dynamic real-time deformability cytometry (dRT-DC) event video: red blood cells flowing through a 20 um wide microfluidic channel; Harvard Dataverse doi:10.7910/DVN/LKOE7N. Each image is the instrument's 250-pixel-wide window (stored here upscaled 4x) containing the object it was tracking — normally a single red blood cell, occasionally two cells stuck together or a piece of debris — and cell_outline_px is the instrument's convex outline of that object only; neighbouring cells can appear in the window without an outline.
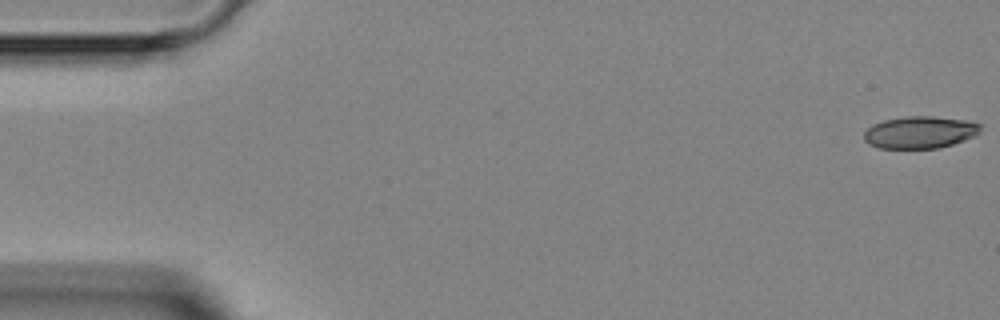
{"species": "Egyptian fruit bat (a non-hibernating species)", "species_latin": "Rousettus aegyptiacus", "temperature_condition": "room temperature", "stored_images_in_passage": 3, "camera_frame_rate_fps": 3000, "um_per_image_px": 0.085, "animal": {"sex": "female"}, "frame": {"image": 1, "passage_image": 1, "time_ms": 0.0, "image_size_px": [1000, 320], "cell_outline_px": [[980, 132], [964, 140], [940, 148], [880, 148], [868, 144], [864, 140], [864, 132], [872, 124], [884, 120], [908, 116], [932, 116], [964, 120], [980, 124]], "centroid_in_image_um": [78.16, 11.25], "position_along_channel_um": 6.8, "area_um2": 21.68}}